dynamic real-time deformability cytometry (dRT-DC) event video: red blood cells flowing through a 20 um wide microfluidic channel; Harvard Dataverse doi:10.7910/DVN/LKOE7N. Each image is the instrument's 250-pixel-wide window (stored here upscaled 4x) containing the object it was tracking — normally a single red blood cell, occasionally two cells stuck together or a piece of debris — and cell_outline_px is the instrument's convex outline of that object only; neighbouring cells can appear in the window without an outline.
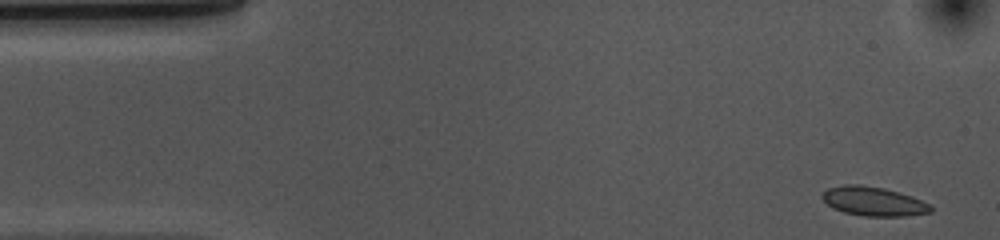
{"species": "common noctule bat (a hibernating species)", "species_latin": "Nyctalus noctula", "temperature_condition": "cold", "stored_images_in_passage": 52, "camera_frame_rate_fps": 3000, "um_per_image_px": 0.085, "animal": {"sex": "female", "body_mass_g": 10.0, "forearm_length_mm": 53.1}, "frame": {"image": 1, "passage_image": 1, "time_ms": 0.0, "image_size_px": [1000, 240], "cell_outline_px": [[932, 212], [904, 216], [864, 216], [844, 212], [832, 208], [820, 196], [828, 188], [844, 184], [860, 184], [884, 188], [900, 192], [912, 196], [932, 204]], "centroid_in_image_um": [74.27, 17.11], "position_along_channel_um": 10.7, "area_um2": 18.55}}
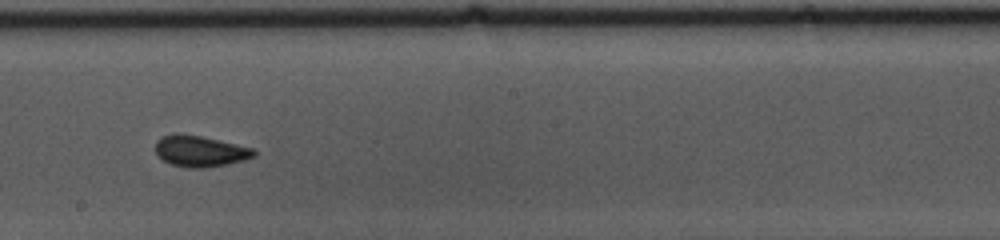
{"frame": {"image": 2, "passage_image": 27, "time_ms": 8.667, "image_size_px": [1000, 240], "cell_outline_px": [[256, 156], [244, 160], [204, 168], [188, 168], [172, 164], [156, 156], [156, 140], [160, 136], [200, 136], [256, 148]], "centroid_in_image_um": [17.05, 12.88], "position_along_channel_um": 231.1, "area_um2": 17.46}}
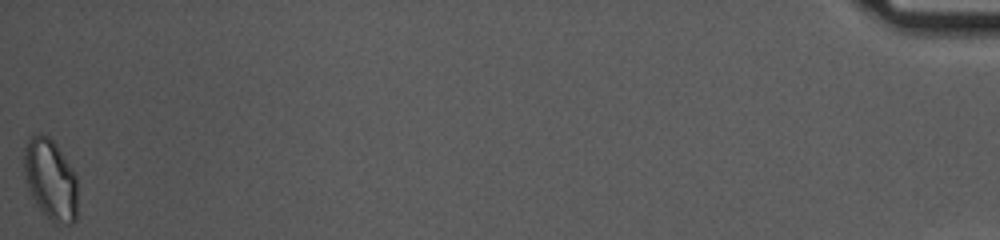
{"frame": {"image": 3, "passage_image": 52, "time_ms": 17.0, "image_size_px": [1000, 240], "cell_outline_px": [[76, 220], [72, 224], [56, 224], [48, 220], [36, 204], [28, 192], [24, 176], [24, 148], [28, 140], [32, 136], [40, 132], [48, 136], [56, 144], [72, 168], [76, 176]], "centroid_in_image_um": [4.27, 15.28], "position_along_channel_um": 430.9, "area_um2": 25.55}, "authors_computed_cell_mechanics": {"area_um2": 17.8891, "velocity_mm_per_s": 3.661, "shape_relaxation_time_tau1_ms": 2.6053, "shape_relaxation_time_tau2_ms": 0.7315, "deformation_change_tau1": 0.0963, "deformation_change_tau2": 0.0493}}